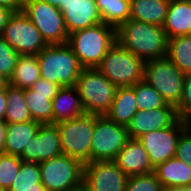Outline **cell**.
I'll list each match as a JSON object with an SVG mask.
<instances>
[{
    "label": "cell",
    "mask_w": 191,
    "mask_h": 191,
    "mask_svg": "<svg viewBox=\"0 0 191 191\" xmlns=\"http://www.w3.org/2000/svg\"><path fill=\"white\" fill-rule=\"evenodd\" d=\"M185 130L191 134V115L184 119Z\"/></svg>",
    "instance_id": "7bdbcfd3"
},
{
    "label": "cell",
    "mask_w": 191,
    "mask_h": 191,
    "mask_svg": "<svg viewBox=\"0 0 191 191\" xmlns=\"http://www.w3.org/2000/svg\"><path fill=\"white\" fill-rule=\"evenodd\" d=\"M63 154L56 124H41L37 134L19 156L24 162L41 163Z\"/></svg>",
    "instance_id": "5bb4252c"
},
{
    "label": "cell",
    "mask_w": 191,
    "mask_h": 191,
    "mask_svg": "<svg viewBox=\"0 0 191 191\" xmlns=\"http://www.w3.org/2000/svg\"><path fill=\"white\" fill-rule=\"evenodd\" d=\"M114 162L127 176L154 172L148 152L138 139H130L119 151Z\"/></svg>",
    "instance_id": "e0dca14e"
},
{
    "label": "cell",
    "mask_w": 191,
    "mask_h": 191,
    "mask_svg": "<svg viewBox=\"0 0 191 191\" xmlns=\"http://www.w3.org/2000/svg\"><path fill=\"white\" fill-rule=\"evenodd\" d=\"M178 119L176 108L166 104L162 108L148 111L138 110L127 125L130 139H138L151 131H157L171 126Z\"/></svg>",
    "instance_id": "9a60e30c"
},
{
    "label": "cell",
    "mask_w": 191,
    "mask_h": 191,
    "mask_svg": "<svg viewBox=\"0 0 191 191\" xmlns=\"http://www.w3.org/2000/svg\"><path fill=\"white\" fill-rule=\"evenodd\" d=\"M144 80L164 99L174 106L181 101L185 74L167 57L144 61Z\"/></svg>",
    "instance_id": "8992f818"
},
{
    "label": "cell",
    "mask_w": 191,
    "mask_h": 191,
    "mask_svg": "<svg viewBox=\"0 0 191 191\" xmlns=\"http://www.w3.org/2000/svg\"><path fill=\"white\" fill-rule=\"evenodd\" d=\"M177 116L184 120L191 115V73L185 74L184 88L182 92L181 101L176 107Z\"/></svg>",
    "instance_id": "836d02e7"
},
{
    "label": "cell",
    "mask_w": 191,
    "mask_h": 191,
    "mask_svg": "<svg viewBox=\"0 0 191 191\" xmlns=\"http://www.w3.org/2000/svg\"><path fill=\"white\" fill-rule=\"evenodd\" d=\"M117 42L143 61L167 56L163 27L129 19L116 29Z\"/></svg>",
    "instance_id": "6da1fadb"
},
{
    "label": "cell",
    "mask_w": 191,
    "mask_h": 191,
    "mask_svg": "<svg viewBox=\"0 0 191 191\" xmlns=\"http://www.w3.org/2000/svg\"><path fill=\"white\" fill-rule=\"evenodd\" d=\"M29 191H47V190H29Z\"/></svg>",
    "instance_id": "bcb514c9"
},
{
    "label": "cell",
    "mask_w": 191,
    "mask_h": 191,
    "mask_svg": "<svg viewBox=\"0 0 191 191\" xmlns=\"http://www.w3.org/2000/svg\"><path fill=\"white\" fill-rule=\"evenodd\" d=\"M40 78L37 55H19L13 74L8 80V85L18 89H27Z\"/></svg>",
    "instance_id": "cb8c5ba5"
},
{
    "label": "cell",
    "mask_w": 191,
    "mask_h": 191,
    "mask_svg": "<svg viewBox=\"0 0 191 191\" xmlns=\"http://www.w3.org/2000/svg\"><path fill=\"white\" fill-rule=\"evenodd\" d=\"M162 27L168 39L191 35V1L170 0Z\"/></svg>",
    "instance_id": "ac0fdd59"
},
{
    "label": "cell",
    "mask_w": 191,
    "mask_h": 191,
    "mask_svg": "<svg viewBox=\"0 0 191 191\" xmlns=\"http://www.w3.org/2000/svg\"><path fill=\"white\" fill-rule=\"evenodd\" d=\"M175 157L191 166V134L186 130L178 138Z\"/></svg>",
    "instance_id": "e575fe53"
},
{
    "label": "cell",
    "mask_w": 191,
    "mask_h": 191,
    "mask_svg": "<svg viewBox=\"0 0 191 191\" xmlns=\"http://www.w3.org/2000/svg\"><path fill=\"white\" fill-rule=\"evenodd\" d=\"M67 191H92L90 187L82 180L78 185L73 186Z\"/></svg>",
    "instance_id": "60d3db41"
},
{
    "label": "cell",
    "mask_w": 191,
    "mask_h": 191,
    "mask_svg": "<svg viewBox=\"0 0 191 191\" xmlns=\"http://www.w3.org/2000/svg\"><path fill=\"white\" fill-rule=\"evenodd\" d=\"M137 99V109L148 111L154 108H162L167 103L162 96L145 80L138 82L132 86Z\"/></svg>",
    "instance_id": "f546056e"
},
{
    "label": "cell",
    "mask_w": 191,
    "mask_h": 191,
    "mask_svg": "<svg viewBox=\"0 0 191 191\" xmlns=\"http://www.w3.org/2000/svg\"><path fill=\"white\" fill-rule=\"evenodd\" d=\"M59 129L62 152L79 160L83 165L90 162V150L95 129V115L85 114L56 124Z\"/></svg>",
    "instance_id": "52a82bcc"
},
{
    "label": "cell",
    "mask_w": 191,
    "mask_h": 191,
    "mask_svg": "<svg viewBox=\"0 0 191 191\" xmlns=\"http://www.w3.org/2000/svg\"><path fill=\"white\" fill-rule=\"evenodd\" d=\"M116 42V28L101 22L69 34L67 44L84 69L97 68Z\"/></svg>",
    "instance_id": "7a4b0ae2"
},
{
    "label": "cell",
    "mask_w": 191,
    "mask_h": 191,
    "mask_svg": "<svg viewBox=\"0 0 191 191\" xmlns=\"http://www.w3.org/2000/svg\"><path fill=\"white\" fill-rule=\"evenodd\" d=\"M61 87L58 84L49 82L46 79L40 78L34 85L30 87L34 93L50 94L53 99Z\"/></svg>",
    "instance_id": "d590c367"
},
{
    "label": "cell",
    "mask_w": 191,
    "mask_h": 191,
    "mask_svg": "<svg viewBox=\"0 0 191 191\" xmlns=\"http://www.w3.org/2000/svg\"><path fill=\"white\" fill-rule=\"evenodd\" d=\"M129 140L130 136L126 126L117 124L105 115H95L90 162L114 161Z\"/></svg>",
    "instance_id": "ba28073f"
},
{
    "label": "cell",
    "mask_w": 191,
    "mask_h": 191,
    "mask_svg": "<svg viewBox=\"0 0 191 191\" xmlns=\"http://www.w3.org/2000/svg\"><path fill=\"white\" fill-rule=\"evenodd\" d=\"M36 26L48 45L66 44L69 34L62 12L42 0H25L22 11Z\"/></svg>",
    "instance_id": "9c48e42d"
},
{
    "label": "cell",
    "mask_w": 191,
    "mask_h": 191,
    "mask_svg": "<svg viewBox=\"0 0 191 191\" xmlns=\"http://www.w3.org/2000/svg\"><path fill=\"white\" fill-rule=\"evenodd\" d=\"M24 98L33 121L40 124H53V103L50 94L34 93L24 89Z\"/></svg>",
    "instance_id": "d4e9b609"
},
{
    "label": "cell",
    "mask_w": 191,
    "mask_h": 191,
    "mask_svg": "<svg viewBox=\"0 0 191 191\" xmlns=\"http://www.w3.org/2000/svg\"><path fill=\"white\" fill-rule=\"evenodd\" d=\"M6 88L0 90V120L5 119V113H6Z\"/></svg>",
    "instance_id": "ab89813d"
},
{
    "label": "cell",
    "mask_w": 191,
    "mask_h": 191,
    "mask_svg": "<svg viewBox=\"0 0 191 191\" xmlns=\"http://www.w3.org/2000/svg\"><path fill=\"white\" fill-rule=\"evenodd\" d=\"M42 1L57 7L61 12H63V0H42Z\"/></svg>",
    "instance_id": "b9f144b4"
},
{
    "label": "cell",
    "mask_w": 191,
    "mask_h": 191,
    "mask_svg": "<svg viewBox=\"0 0 191 191\" xmlns=\"http://www.w3.org/2000/svg\"><path fill=\"white\" fill-rule=\"evenodd\" d=\"M25 0H0V6L5 7L14 13L22 12Z\"/></svg>",
    "instance_id": "8d00e7d4"
},
{
    "label": "cell",
    "mask_w": 191,
    "mask_h": 191,
    "mask_svg": "<svg viewBox=\"0 0 191 191\" xmlns=\"http://www.w3.org/2000/svg\"><path fill=\"white\" fill-rule=\"evenodd\" d=\"M37 58L40 77L60 87H73L83 69L67 43L47 45Z\"/></svg>",
    "instance_id": "3957f363"
},
{
    "label": "cell",
    "mask_w": 191,
    "mask_h": 191,
    "mask_svg": "<svg viewBox=\"0 0 191 191\" xmlns=\"http://www.w3.org/2000/svg\"><path fill=\"white\" fill-rule=\"evenodd\" d=\"M19 54L0 35V74L6 79L12 76Z\"/></svg>",
    "instance_id": "d6a6232c"
},
{
    "label": "cell",
    "mask_w": 191,
    "mask_h": 191,
    "mask_svg": "<svg viewBox=\"0 0 191 191\" xmlns=\"http://www.w3.org/2000/svg\"><path fill=\"white\" fill-rule=\"evenodd\" d=\"M8 86V79L0 74V90L5 89Z\"/></svg>",
    "instance_id": "ee69618b"
},
{
    "label": "cell",
    "mask_w": 191,
    "mask_h": 191,
    "mask_svg": "<svg viewBox=\"0 0 191 191\" xmlns=\"http://www.w3.org/2000/svg\"><path fill=\"white\" fill-rule=\"evenodd\" d=\"M74 87L86 114L98 116L108 112L118 88L97 68L82 69Z\"/></svg>",
    "instance_id": "277c9868"
},
{
    "label": "cell",
    "mask_w": 191,
    "mask_h": 191,
    "mask_svg": "<svg viewBox=\"0 0 191 191\" xmlns=\"http://www.w3.org/2000/svg\"><path fill=\"white\" fill-rule=\"evenodd\" d=\"M52 103L53 124L75 119L86 114L81 98L74 86L61 87L52 99Z\"/></svg>",
    "instance_id": "ffe728a7"
},
{
    "label": "cell",
    "mask_w": 191,
    "mask_h": 191,
    "mask_svg": "<svg viewBox=\"0 0 191 191\" xmlns=\"http://www.w3.org/2000/svg\"><path fill=\"white\" fill-rule=\"evenodd\" d=\"M40 125L33 120L22 123H8L5 153L20 156L31 138L37 134Z\"/></svg>",
    "instance_id": "603a6c76"
},
{
    "label": "cell",
    "mask_w": 191,
    "mask_h": 191,
    "mask_svg": "<svg viewBox=\"0 0 191 191\" xmlns=\"http://www.w3.org/2000/svg\"><path fill=\"white\" fill-rule=\"evenodd\" d=\"M127 179L114 161L89 162L83 167V180L92 191H124Z\"/></svg>",
    "instance_id": "4fadbf2b"
},
{
    "label": "cell",
    "mask_w": 191,
    "mask_h": 191,
    "mask_svg": "<svg viewBox=\"0 0 191 191\" xmlns=\"http://www.w3.org/2000/svg\"><path fill=\"white\" fill-rule=\"evenodd\" d=\"M135 91L132 87H118L110 109L105 116L126 126L131 122L133 115L138 111Z\"/></svg>",
    "instance_id": "7402d4cb"
},
{
    "label": "cell",
    "mask_w": 191,
    "mask_h": 191,
    "mask_svg": "<svg viewBox=\"0 0 191 191\" xmlns=\"http://www.w3.org/2000/svg\"><path fill=\"white\" fill-rule=\"evenodd\" d=\"M97 69L117 87H132L144 80V61L116 42Z\"/></svg>",
    "instance_id": "5b68a950"
},
{
    "label": "cell",
    "mask_w": 191,
    "mask_h": 191,
    "mask_svg": "<svg viewBox=\"0 0 191 191\" xmlns=\"http://www.w3.org/2000/svg\"><path fill=\"white\" fill-rule=\"evenodd\" d=\"M124 191H164L154 173L128 176Z\"/></svg>",
    "instance_id": "1f68e13d"
},
{
    "label": "cell",
    "mask_w": 191,
    "mask_h": 191,
    "mask_svg": "<svg viewBox=\"0 0 191 191\" xmlns=\"http://www.w3.org/2000/svg\"><path fill=\"white\" fill-rule=\"evenodd\" d=\"M153 173L164 190L172 187L191 186V166L186 161L176 157L157 165Z\"/></svg>",
    "instance_id": "d6986e66"
},
{
    "label": "cell",
    "mask_w": 191,
    "mask_h": 191,
    "mask_svg": "<svg viewBox=\"0 0 191 191\" xmlns=\"http://www.w3.org/2000/svg\"><path fill=\"white\" fill-rule=\"evenodd\" d=\"M102 22L116 29L130 19V0H95Z\"/></svg>",
    "instance_id": "83f0119b"
},
{
    "label": "cell",
    "mask_w": 191,
    "mask_h": 191,
    "mask_svg": "<svg viewBox=\"0 0 191 191\" xmlns=\"http://www.w3.org/2000/svg\"><path fill=\"white\" fill-rule=\"evenodd\" d=\"M23 160L16 155L0 153V187L7 191L17 176Z\"/></svg>",
    "instance_id": "4dcf8cb0"
},
{
    "label": "cell",
    "mask_w": 191,
    "mask_h": 191,
    "mask_svg": "<svg viewBox=\"0 0 191 191\" xmlns=\"http://www.w3.org/2000/svg\"><path fill=\"white\" fill-rule=\"evenodd\" d=\"M182 73H191V35L168 39L166 56Z\"/></svg>",
    "instance_id": "484cf974"
},
{
    "label": "cell",
    "mask_w": 191,
    "mask_h": 191,
    "mask_svg": "<svg viewBox=\"0 0 191 191\" xmlns=\"http://www.w3.org/2000/svg\"><path fill=\"white\" fill-rule=\"evenodd\" d=\"M1 36L19 55H38L48 45L23 12L12 14Z\"/></svg>",
    "instance_id": "8fae6325"
},
{
    "label": "cell",
    "mask_w": 191,
    "mask_h": 191,
    "mask_svg": "<svg viewBox=\"0 0 191 191\" xmlns=\"http://www.w3.org/2000/svg\"><path fill=\"white\" fill-rule=\"evenodd\" d=\"M39 166L41 182L47 191H67L83 180L84 165L66 154L42 161Z\"/></svg>",
    "instance_id": "30bf717a"
},
{
    "label": "cell",
    "mask_w": 191,
    "mask_h": 191,
    "mask_svg": "<svg viewBox=\"0 0 191 191\" xmlns=\"http://www.w3.org/2000/svg\"><path fill=\"white\" fill-rule=\"evenodd\" d=\"M62 15L68 34L102 22L95 0H63Z\"/></svg>",
    "instance_id": "2e32d148"
},
{
    "label": "cell",
    "mask_w": 191,
    "mask_h": 191,
    "mask_svg": "<svg viewBox=\"0 0 191 191\" xmlns=\"http://www.w3.org/2000/svg\"><path fill=\"white\" fill-rule=\"evenodd\" d=\"M6 113L7 123H22L32 121L29 108L24 98V89L14 88L10 85L6 87Z\"/></svg>",
    "instance_id": "4316f807"
},
{
    "label": "cell",
    "mask_w": 191,
    "mask_h": 191,
    "mask_svg": "<svg viewBox=\"0 0 191 191\" xmlns=\"http://www.w3.org/2000/svg\"><path fill=\"white\" fill-rule=\"evenodd\" d=\"M184 130V120L178 118L171 126L151 131L138 138L148 152L154 168L166 160L175 157L177 141Z\"/></svg>",
    "instance_id": "7c38bea8"
},
{
    "label": "cell",
    "mask_w": 191,
    "mask_h": 191,
    "mask_svg": "<svg viewBox=\"0 0 191 191\" xmlns=\"http://www.w3.org/2000/svg\"><path fill=\"white\" fill-rule=\"evenodd\" d=\"M39 163L22 162L20 170L7 191L47 190L41 182Z\"/></svg>",
    "instance_id": "f1b7e54d"
},
{
    "label": "cell",
    "mask_w": 191,
    "mask_h": 191,
    "mask_svg": "<svg viewBox=\"0 0 191 191\" xmlns=\"http://www.w3.org/2000/svg\"><path fill=\"white\" fill-rule=\"evenodd\" d=\"M164 191H188V187H172Z\"/></svg>",
    "instance_id": "f6af8a7d"
},
{
    "label": "cell",
    "mask_w": 191,
    "mask_h": 191,
    "mask_svg": "<svg viewBox=\"0 0 191 191\" xmlns=\"http://www.w3.org/2000/svg\"><path fill=\"white\" fill-rule=\"evenodd\" d=\"M13 13V11L0 6V35L2 34L4 27Z\"/></svg>",
    "instance_id": "74e56055"
},
{
    "label": "cell",
    "mask_w": 191,
    "mask_h": 191,
    "mask_svg": "<svg viewBox=\"0 0 191 191\" xmlns=\"http://www.w3.org/2000/svg\"><path fill=\"white\" fill-rule=\"evenodd\" d=\"M8 123L4 120H0V153H5L6 133Z\"/></svg>",
    "instance_id": "f35d334b"
},
{
    "label": "cell",
    "mask_w": 191,
    "mask_h": 191,
    "mask_svg": "<svg viewBox=\"0 0 191 191\" xmlns=\"http://www.w3.org/2000/svg\"><path fill=\"white\" fill-rule=\"evenodd\" d=\"M170 0H130V19L164 25Z\"/></svg>",
    "instance_id": "44dd1931"
}]
</instances>
